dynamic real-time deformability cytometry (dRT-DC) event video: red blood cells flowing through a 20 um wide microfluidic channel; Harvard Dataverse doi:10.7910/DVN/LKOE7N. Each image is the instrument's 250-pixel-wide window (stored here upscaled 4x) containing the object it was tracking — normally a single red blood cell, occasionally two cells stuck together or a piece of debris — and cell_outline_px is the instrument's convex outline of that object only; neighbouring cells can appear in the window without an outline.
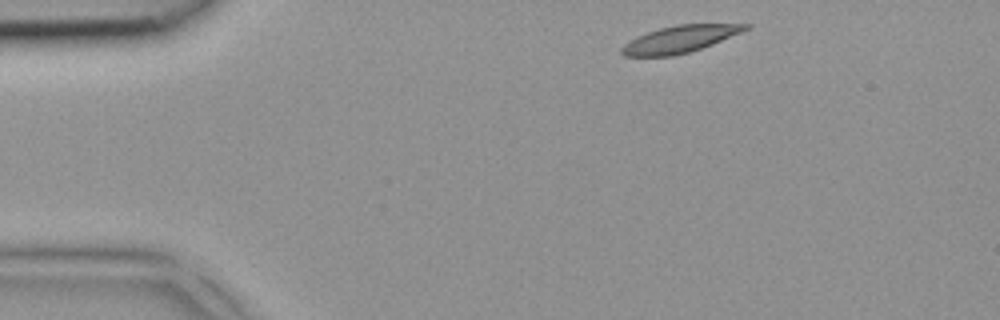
{"species": "common noctule bat (a hibernating species)", "species_latin": "Nyctalus noctula", "temperature_condition": "room temperature", "stored_images_in_passage": 2, "segment_of_instrument_passage": [2, 2], "camera_frame_rate_fps": 3000, "um_per_image_px": 0.085, "animal": {"sex": "female", "body_mass_g": 18.4}, "frame": {"image": 1, "passage_image": 2, "time_ms": 0.333, "image_size_px": [1000, 320], "cell_outline_px": [[752, 28], [712, 44], [688, 52], [672, 56], [624, 56], [620, 52], [620, 48], [624, 44], [636, 36], [660, 28], [676, 24], [752, 24]], "centroid_in_image_um": [57.79, 3.32], "position_along_channel_um": 27.2, "area_um2": 19.42}}